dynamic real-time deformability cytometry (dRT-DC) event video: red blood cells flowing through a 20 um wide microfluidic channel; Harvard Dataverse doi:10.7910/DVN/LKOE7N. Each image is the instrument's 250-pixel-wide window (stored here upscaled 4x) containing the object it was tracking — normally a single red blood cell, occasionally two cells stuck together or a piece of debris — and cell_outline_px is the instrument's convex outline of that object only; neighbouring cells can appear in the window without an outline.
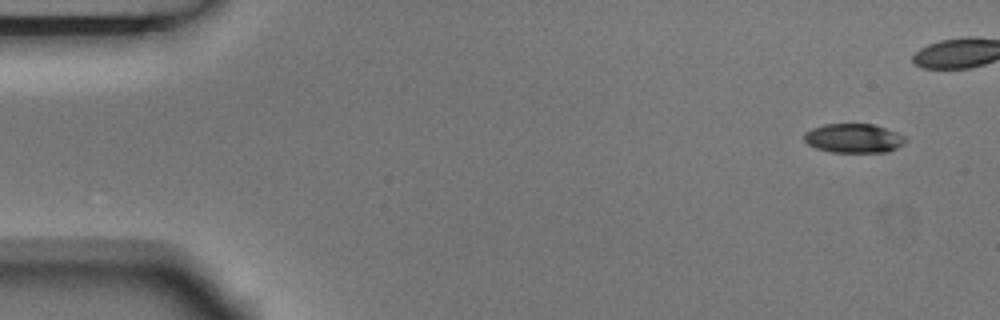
{"species": "Egyptian fruit bat (a non-hibernating species)", "species_latin": "Rousettus aegyptiacus", "temperature_condition": "room temperature", "stored_images_in_passage": 6, "segment_of_instrument_passage": [1, 2], "camera_frame_rate_fps": 3000, "um_per_image_px": 0.085, "animal": {"sex": "male"}, "frame": {"image": 1, "passage_image": 1, "time_ms": 0.0, "image_size_px": [1000, 320], "cell_outline_px": [[908, 140], [904, 144], [888, 152], [832, 152], [816, 148], [808, 144], [804, 140], [804, 132], [812, 128], [824, 124], [872, 124], [896, 132], [904, 136]], "centroid_in_image_um": [72.56, 11.75], "position_along_channel_um": 12.4, "area_um2": 17.22}}
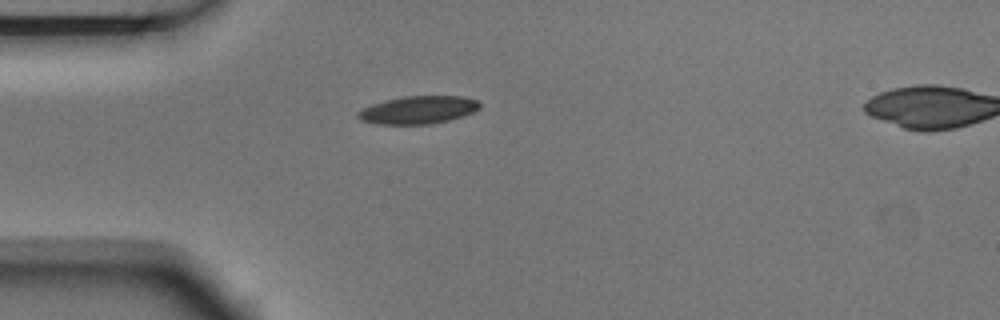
{"frame": {"image": 2, "passage_image": 5, "time_ms": 1.333, "image_size_px": [1000, 320], "cell_outline_px": [[480, 108], [472, 112], [448, 120], [432, 124], [380, 124], [360, 120], [356, 116], [356, 112], [372, 104], [404, 96], [464, 96], [476, 100], [480, 104]], "centroid_in_image_um": [35.53, 9.34], "position_along_channel_um": 49.5, "area_um2": 19.54}}